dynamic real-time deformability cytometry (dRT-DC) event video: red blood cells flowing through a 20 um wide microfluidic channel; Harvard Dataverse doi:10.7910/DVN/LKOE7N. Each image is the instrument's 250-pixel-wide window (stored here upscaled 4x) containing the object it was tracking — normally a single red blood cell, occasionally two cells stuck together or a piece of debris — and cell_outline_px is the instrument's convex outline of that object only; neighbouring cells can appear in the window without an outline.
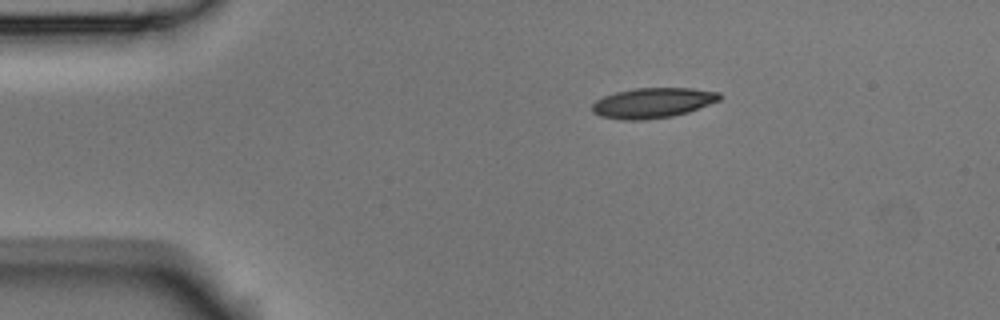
{"species": "Egyptian fruit bat (a non-hibernating species)", "species_latin": "Rousettus aegyptiacus", "temperature_condition": "room temperature", "stored_images_in_passage": 4, "camera_frame_rate_fps": 3000, "um_per_image_px": 0.085, "animal": {"sex": "male"}, "frame": {"image": 1, "passage_image": 1, "time_ms": 0.0, "image_size_px": [1000, 320], "cell_outline_px": [[720, 100], [688, 112], [672, 116], [644, 120], [624, 120], [600, 116], [592, 112], [592, 104], [596, 100], [604, 96], [616, 92], [636, 88], [692, 88], [720, 92]], "centroid_in_image_um": [55.47, 8.74], "position_along_channel_um": 29.5, "area_um2": 22.37}}
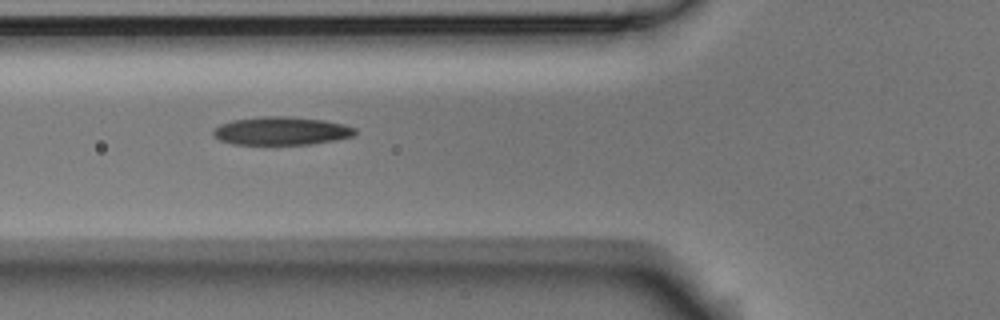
{"frame": {"image": 2, "passage_image": 3, "time_ms": 0.667, "image_size_px": [1000, 320], "cell_outline_px": [[356, 136], [336, 140], [312, 144], [232, 144], [220, 140], [212, 136], [212, 128], [220, 124], [232, 120], [260, 116], [288, 116], [324, 120], [344, 124], [356, 128]], "centroid_in_image_um": [23.91, 11.12], "position_along_channel_um": 101.9, "area_um2": 23.64}}
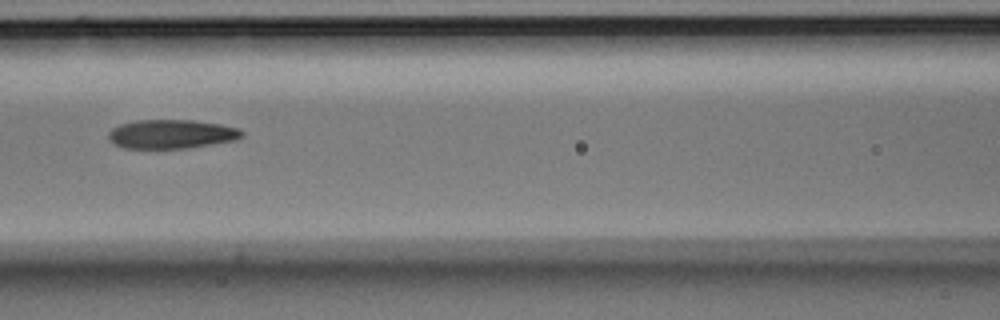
{"frame": {"image": 3, "passage_image": 4, "time_ms": 1.0, "image_size_px": [1000, 320], "cell_outline_px": [[244, 136], [236, 140], [188, 148], [124, 148], [112, 144], [108, 140], [108, 132], [112, 128], [120, 124], [136, 120], [192, 120], [220, 124], [240, 128], [244, 132]], "centroid_in_image_um": [14.57, 11.4], "position_along_channel_um": 152.0, "area_um2": 22.77}}